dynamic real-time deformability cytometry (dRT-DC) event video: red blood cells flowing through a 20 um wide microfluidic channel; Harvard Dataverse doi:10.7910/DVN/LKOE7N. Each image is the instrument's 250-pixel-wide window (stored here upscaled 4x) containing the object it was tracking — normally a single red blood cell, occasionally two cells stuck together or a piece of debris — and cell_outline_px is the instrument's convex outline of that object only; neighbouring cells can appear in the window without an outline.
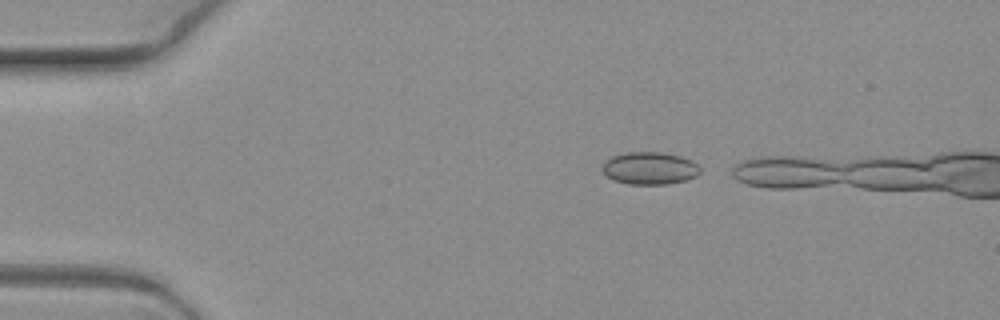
{"species": "common noctule bat (a hibernating species)", "species_latin": "Nyctalus noctula", "temperature_condition": "warm", "stored_images_in_passage": 3, "camera_frame_rate_fps": 3000, "um_per_image_px": 0.085, "animal": {"sex": "female", "body_mass_g": 19.3, "forearm_length_mm": 54.1}, "frame": {"image": 1, "passage_image": 1, "time_ms": 0.0, "image_size_px": [1000, 320], "cell_outline_px": [[700, 172], [696, 176], [684, 180], [668, 184], [628, 184], [612, 180], [600, 168], [604, 160], [612, 156], [624, 152], [660, 152], [680, 156], [692, 160], [700, 168]], "centroid_in_image_um": [55.18, 14.29], "position_along_channel_um": 29.8, "area_um2": 18.61}}